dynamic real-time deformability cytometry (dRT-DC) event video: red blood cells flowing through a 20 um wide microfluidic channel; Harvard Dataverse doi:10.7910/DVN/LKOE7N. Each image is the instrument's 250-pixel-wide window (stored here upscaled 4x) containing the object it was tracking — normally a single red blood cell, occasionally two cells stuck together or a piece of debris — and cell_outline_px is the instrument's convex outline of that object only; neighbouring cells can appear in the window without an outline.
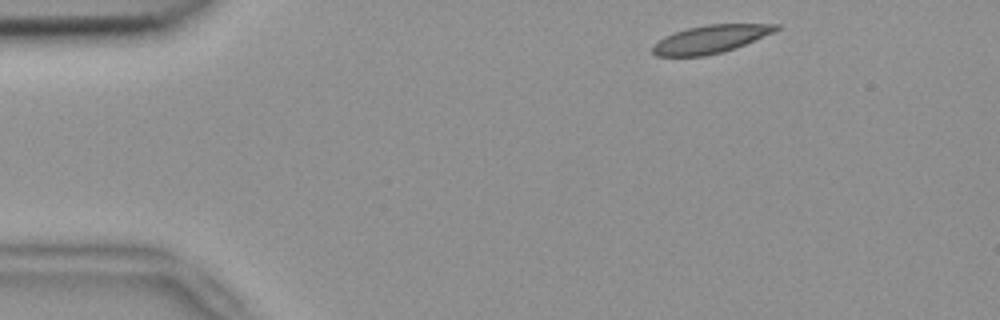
{"species": "common noctule bat (a hibernating species)", "species_latin": "Nyctalus noctula", "temperature_condition": "room temperature", "stored_images_in_passage": 11, "segment_of_instrument_passage": [1, 2], "camera_frame_rate_fps": 3000, "um_per_image_px": 0.085, "animal": {"sex": "female", "body_mass_g": 18.4}, "frame": {"image": 1, "passage_image": 2, "time_ms": 0.333, "image_size_px": [1000, 320], "cell_outline_px": [[780, 28], [772, 32], [744, 44], [720, 52], [704, 56], [656, 56], [652, 52], [652, 44], [664, 36], [688, 28], [708, 24], [780, 24]], "centroid_in_image_um": [60.32, 3.32], "position_along_channel_um": 24.7, "area_um2": 19.71}}
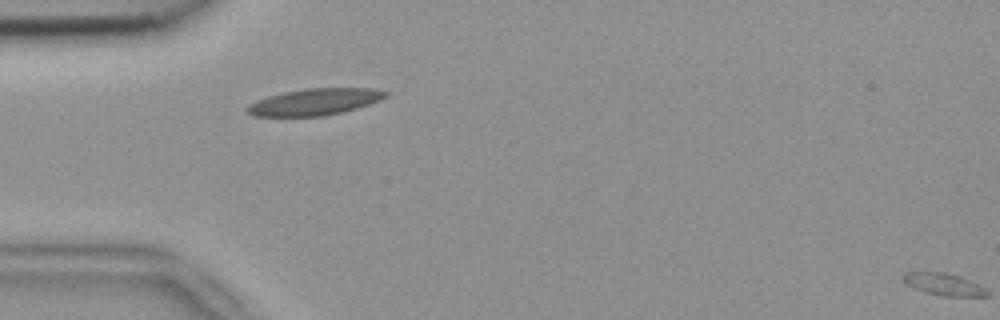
{"frame": {"image": 2, "passage_image": 10, "time_ms": 3.0, "image_size_px": [1000, 320], "cell_outline_px": [[388, 96], [380, 100], [356, 108], [324, 116], [252, 116], [244, 108], [248, 104], [256, 100], [268, 96], [284, 92], [304, 88], [372, 88], [388, 92]], "centroid_in_image_um": [26.71, 8.65], "position_along_channel_um": 58.3, "area_um2": 21.44}}